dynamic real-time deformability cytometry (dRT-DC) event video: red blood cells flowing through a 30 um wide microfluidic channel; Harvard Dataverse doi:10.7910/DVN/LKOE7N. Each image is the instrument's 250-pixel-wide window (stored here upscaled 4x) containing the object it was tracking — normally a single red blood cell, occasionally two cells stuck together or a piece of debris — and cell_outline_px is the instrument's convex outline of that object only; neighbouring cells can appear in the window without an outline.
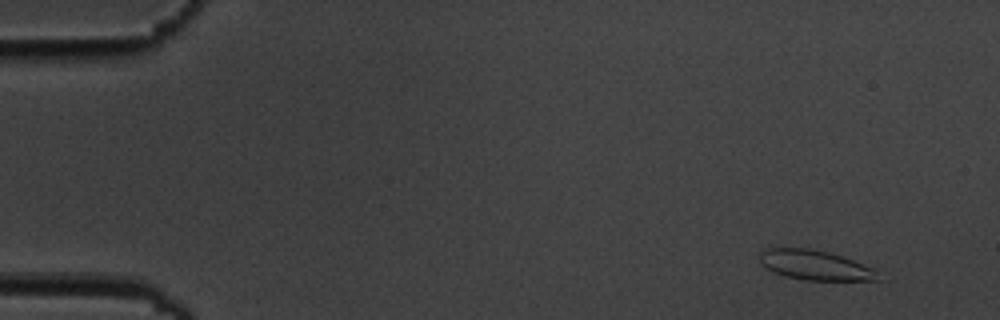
{"species": "common noctule bat (a hibernating species)", "species_latin": "Nyctalus noctula", "temperature_condition": "cold", "stored_images_in_passage": 7, "camera_frame_rate_fps": 3000, "um_per_image_px": 0.085, "animal": {"sex": "male", "body_mass_g": 19.5, "forearm_length_mm": 54.6}, "frame": {"image": 1, "passage_image": 2, "time_ms": 1.0, "image_size_px": [1000, 320], "cell_outline_px": [[880, 280], [804, 280], [772, 272], [760, 260], [760, 252], [768, 248], [808, 248], [828, 252], [852, 260], [872, 268]], "centroid_in_image_um": [69.25, 22.53], "position_along_channel_um": 15.8, "area_um2": 20.0}}
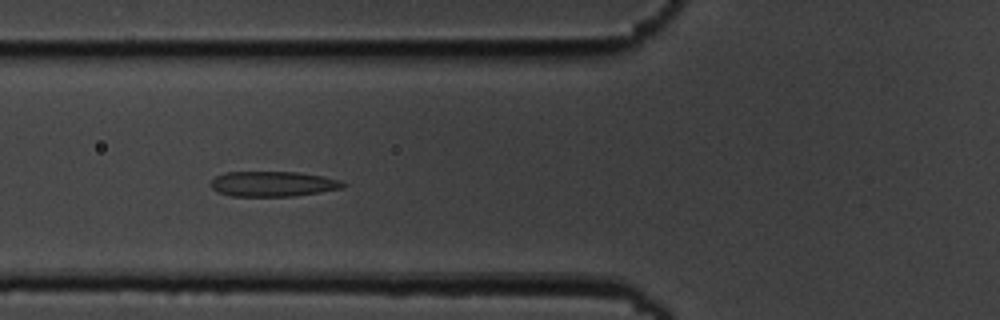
{"frame": {"image": 2, "passage_image": 7, "time_ms": 6.667, "image_size_px": [1000, 320], "cell_outline_px": [[348, 184], [344, 188], [320, 192], [292, 196], [228, 196], [212, 188], [212, 180], [216, 176], [224, 172], [296, 172], [320, 176], [340, 180]], "centroid_in_image_um": [23.22, 15.63], "position_along_channel_um": 102.6, "area_um2": 19.31}}